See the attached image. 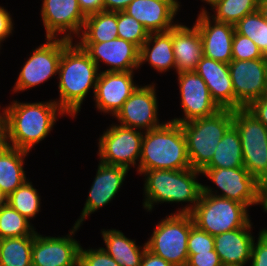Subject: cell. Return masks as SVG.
Segmentation results:
<instances>
[{
  "label": "cell",
  "mask_w": 267,
  "mask_h": 266,
  "mask_svg": "<svg viewBox=\"0 0 267 266\" xmlns=\"http://www.w3.org/2000/svg\"><path fill=\"white\" fill-rule=\"evenodd\" d=\"M57 112L61 116L65 114L55 100L43 103L13 101L1 114L2 139L9 146L30 152L52 130Z\"/></svg>",
  "instance_id": "6da1fadb"
},
{
  "label": "cell",
  "mask_w": 267,
  "mask_h": 266,
  "mask_svg": "<svg viewBox=\"0 0 267 266\" xmlns=\"http://www.w3.org/2000/svg\"><path fill=\"white\" fill-rule=\"evenodd\" d=\"M98 71L95 62L77 42L71 41L63 49L58 66L60 99L56 103L66 115L75 118L90 88L95 93Z\"/></svg>",
  "instance_id": "7a4b0ae2"
},
{
  "label": "cell",
  "mask_w": 267,
  "mask_h": 266,
  "mask_svg": "<svg viewBox=\"0 0 267 266\" xmlns=\"http://www.w3.org/2000/svg\"><path fill=\"white\" fill-rule=\"evenodd\" d=\"M140 174L146 176L143 207L147 211L153 209L154 203L190 202L193 205L179 209L177 214H191L203 192V185L196 179L202 173L197 169L148 170Z\"/></svg>",
  "instance_id": "3957f363"
},
{
  "label": "cell",
  "mask_w": 267,
  "mask_h": 266,
  "mask_svg": "<svg viewBox=\"0 0 267 266\" xmlns=\"http://www.w3.org/2000/svg\"><path fill=\"white\" fill-rule=\"evenodd\" d=\"M139 174L148 170H185L191 168L187 142L179 123L168 121L144 132Z\"/></svg>",
  "instance_id": "277c9868"
},
{
  "label": "cell",
  "mask_w": 267,
  "mask_h": 266,
  "mask_svg": "<svg viewBox=\"0 0 267 266\" xmlns=\"http://www.w3.org/2000/svg\"><path fill=\"white\" fill-rule=\"evenodd\" d=\"M232 124L233 110L230 109H220L212 116L180 124L186 138L191 168L201 171L211 161L217 145Z\"/></svg>",
  "instance_id": "5b68a950"
},
{
  "label": "cell",
  "mask_w": 267,
  "mask_h": 266,
  "mask_svg": "<svg viewBox=\"0 0 267 266\" xmlns=\"http://www.w3.org/2000/svg\"><path fill=\"white\" fill-rule=\"evenodd\" d=\"M247 208L235 200L202 192L191 216L199 229L215 236L246 226L251 221Z\"/></svg>",
  "instance_id": "8992f818"
},
{
  "label": "cell",
  "mask_w": 267,
  "mask_h": 266,
  "mask_svg": "<svg viewBox=\"0 0 267 266\" xmlns=\"http://www.w3.org/2000/svg\"><path fill=\"white\" fill-rule=\"evenodd\" d=\"M194 225L191 214H170L156 225L152 236L146 242L147 249L172 266H186L187 241Z\"/></svg>",
  "instance_id": "52a82bcc"
},
{
  "label": "cell",
  "mask_w": 267,
  "mask_h": 266,
  "mask_svg": "<svg viewBox=\"0 0 267 266\" xmlns=\"http://www.w3.org/2000/svg\"><path fill=\"white\" fill-rule=\"evenodd\" d=\"M242 146L244 167L262 185L267 181V127L246 107L233 110Z\"/></svg>",
  "instance_id": "ba28073f"
},
{
  "label": "cell",
  "mask_w": 267,
  "mask_h": 266,
  "mask_svg": "<svg viewBox=\"0 0 267 266\" xmlns=\"http://www.w3.org/2000/svg\"><path fill=\"white\" fill-rule=\"evenodd\" d=\"M201 173L221 189L222 195H216L212 188L205 185L203 193L235 200L247 207L261 204L262 185L245 167L203 168Z\"/></svg>",
  "instance_id": "9c48e42d"
},
{
  "label": "cell",
  "mask_w": 267,
  "mask_h": 266,
  "mask_svg": "<svg viewBox=\"0 0 267 266\" xmlns=\"http://www.w3.org/2000/svg\"><path fill=\"white\" fill-rule=\"evenodd\" d=\"M144 133L122 125H111L99 138L100 162L130 169L141 155ZM139 159V160H138Z\"/></svg>",
  "instance_id": "30bf717a"
},
{
  "label": "cell",
  "mask_w": 267,
  "mask_h": 266,
  "mask_svg": "<svg viewBox=\"0 0 267 266\" xmlns=\"http://www.w3.org/2000/svg\"><path fill=\"white\" fill-rule=\"evenodd\" d=\"M47 42L36 48L23 65L13 92H20L40 85L58 74L63 49L71 42L64 38H46Z\"/></svg>",
  "instance_id": "8fae6325"
},
{
  "label": "cell",
  "mask_w": 267,
  "mask_h": 266,
  "mask_svg": "<svg viewBox=\"0 0 267 266\" xmlns=\"http://www.w3.org/2000/svg\"><path fill=\"white\" fill-rule=\"evenodd\" d=\"M230 77L234 89V110L247 107L267 95V56L252 60H231Z\"/></svg>",
  "instance_id": "7c38bea8"
},
{
  "label": "cell",
  "mask_w": 267,
  "mask_h": 266,
  "mask_svg": "<svg viewBox=\"0 0 267 266\" xmlns=\"http://www.w3.org/2000/svg\"><path fill=\"white\" fill-rule=\"evenodd\" d=\"M155 91V84L138 86L115 115L120 125L143 132L162 126Z\"/></svg>",
  "instance_id": "4fadbf2b"
},
{
  "label": "cell",
  "mask_w": 267,
  "mask_h": 266,
  "mask_svg": "<svg viewBox=\"0 0 267 266\" xmlns=\"http://www.w3.org/2000/svg\"><path fill=\"white\" fill-rule=\"evenodd\" d=\"M80 228L74 224L69 235L42 236L36 232L32 247V264L35 266H79L81 245L73 236Z\"/></svg>",
  "instance_id": "5bb4252c"
},
{
  "label": "cell",
  "mask_w": 267,
  "mask_h": 266,
  "mask_svg": "<svg viewBox=\"0 0 267 266\" xmlns=\"http://www.w3.org/2000/svg\"><path fill=\"white\" fill-rule=\"evenodd\" d=\"M41 17L46 38H57L58 33H64L61 38L73 41L72 35H80L87 16L78 0H43Z\"/></svg>",
  "instance_id": "9a60e30c"
},
{
  "label": "cell",
  "mask_w": 267,
  "mask_h": 266,
  "mask_svg": "<svg viewBox=\"0 0 267 266\" xmlns=\"http://www.w3.org/2000/svg\"><path fill=\"white\" fill-rule=\"evenodd\" d=\"M177 74L184 117L174 118L171 121L182 124L190 120L212 116L220 110L211 98L206 83L195 71Z\"/></svg>",
  "instance_id": "2e32d148"
},
{
  "label": "cell",
  "mask_w": 267,
  "mask_h": 266,
  "mask_svg": "<svg viewBox=\"0 0 267 266\" xmlns=\"http://www.w3.org/2000/svg\"><path fill=\"white\" fill-rule=\"evenodd\" d=\"M84 49L99 68V62H104L109 69L106 72H126L140 67V49L133 43L121 38L101 43H77Z\"/></svg>",
  "instance_id": "e0dca14e"
},
{
  "label": "cell",
  "mask_w": 267,
  "mask_h": 266,
  "mask_svg": "<svg viewBox=\"0 0 267 266\" xmlns=\"http://www.w3.org/2000/svg\"><path fill=\"white\" fill-rule=\"evenodd\" d=\"M133 74V71H100L94 93L97 109L114 117L138 87L134 84Z\"/></svg>",
  "instance_id": "ac0fdd59"
},
{
  "label": "cell",
  "mask_w": 267,
  "mask_h": 266,
  "mask_svg": "<svg viewBox=\"0 0 267 266\" xmlns=\"http://www.w3.org/2000/svg\"><path fill=\"white\" fill-rule=\"evenodd\" d=\"M205 9V7L202 9L194 24L200 31L203 56L229 64L232 60L235 26L214 19L212 21L209 12Z\"/></svg>",
  "instance_id": "d6986e66"
},
{
  "label": "cell",
  "mask_w": 267,
  "mask_h": 266,
  "mask_svg": "<svg viewBox=\"0 0 267 266\" xmlns=\"http://www.w3.org/2000/svg\"><path fill=\"white\" fill-rule=\"evenodd\" d=\"M128 171V169L121 166L99 162L95 179L80 215L81 217L77 219L75 225L81 226L87 216L113 200L116 193L119 192L118 190L121 188Z\"/></svg>",
  "instance_id": "ffe728a7"
},
{
  "label": "cell",
  "mask_w": 267,
  "mask_h": 266,
  "mask_svg": "<svg viewBox=\"0 0 267 266\" xmlns=\"http://www.w3.org/2000/svg\"><path fill=\"white\" fill-rule=\"evenodd\" d=\"M179 7L177 0H133L124 12L140 22L149 33L164 32L177 25L173 18Z\"/></svg>",
  "instance_id": "44dd1931"
},
{
  "label": "cell",
  "mask_w": 267,
  "mask_h": 266,
  "mask_svg": "<svg viewBox=\"0 0 267 266\" xmlns=\"http://www.w3.org/2000/svg\"><path fill=\"white\" fill-rule=\"evenodd\" d=\"M195 72L204 80L220 109L234 110V89L227 63L203 56Z\"/></svg>",
  "instance_id": "7402d4cb"
},
{
  "label": "cell",
  "mask_w": 267,
  "mask_h": 266,
  "mask_svg": "<svg viewBox=\"0 0 267 266\" xmlns=\"http://www.w3.org/2000/svg\"><path fill=\"white\" fill-rule=\"evenodd\" d=\"M251 221L244 227L213 236L214 250L223 266H244L251 258L255 237L251 234Z\"/></svg>",
  "instance_id": "603a6c76"
},
{
  "label": "cell",
  "mask_w": 267,
  "mask_h": 266,
  "mask_svg": "<svg viewBox=\"0 0 267 266\" xmlns=\"http://www.w3.org/2000/svg\"><path fill=\"white\" fill-rule=\"evenodd\" d=\"M172 43L176 72L195 71L203 57V44L198 28L195 25L189 28L177 24L172 28Z\"/></svg>",
  "instance_id": "cb8c5ba5"
},
{
  "label": "cell",
  "mask_w": 267,
  "mask_h": 266,
  "mask_svg": "<svg viewBox=\"0 0 267 266\" xmlns=\"http://www.w3.org/2000/svg\"><path fill=\"white\" fill-rule=\"evenodd\" d=\"M144 62H148L151 67L161 73L170 70V68L176 69L173 53L172 29L149 34L148 39L141 46L139 53L140 66Z\"/></svg>",
  "instance_id": "d4e9b609"
},
{
  "label": "cell",
  "mask_w": 267,
  "mask_h": 266,
  "mask_svg": "<svg viewBox=\"0 0 267 266\" xmlns=\"http://www.w3.org/2000/svg\"><path fill=\"white\" fill-rule=\"evenodd\" d=\"M29 152L5 144L0 149V189L8 196L24 184V159Z\"/></svg>",
  "instance_id": "484cf974"
},
{
  "label": "cell",
  "mask_w": 267,
  "mask_h": 266,
  "mask_svg": "<svg viewBox=\"0 0 267 266\" xmlns=\"http://www.w3.org/2000/svg\"><path fill=\"white\" fill-rule=\"evenodd\" d=\"M106 248H103L120 266H140L147 244L143 248L128 239L120 230H101ZM142 249V250H141Z\"/></svg>",
  "instance_id": "4316f807"
},
{
  "label": "cell",
  "mask_w": 267,
  "mask_h": 266,
  "mask_svg": "<svg viewBox=\"0 0 267 266\" xmlns=\"http://www.w3.org/2000/svg\"><path fill=\"white\" fill-rule=\"evenodd\" d=\"M117 12L101 11L87 15L78 43H101L118 36Z\"/></svg>",
  "instance_id": "83f0119b"
},
{
  "label": "cell",
  "mask_w": 267,
  "mask_h": 266,
  "mask_svg": "<svg viewBox=\"0 0 267 266\" xmlns=\"http://www.w3.org/2000/svg\"><path fill=\"white\" fill-rule=\"evenodd\" d=\"M244 167L240 135L232 124L214 151L211 161L204 168Z\"/></svg>",
  "instance_id": "f1b7e54d"
},
{
  "label": "cell",
  "mask_w": 267,
  "mask_h": 266,
  "mask_svg": "<svg viewBox=\"0 0 267 266\" xmlns=\"http://www.w3.org/2000/svg\"><path fill=\"white\" fill-rule=\"evenodd\" d=\"M34 236L0 239L1 266H29L32 264Z\"/></svg>",
  "instance_id": "f546056e"
},
{
  "label": "cell",
  "mask_w": 267,
  "mask_h": 266,
  "mask_svg": "<svg viewBox=\"0 0 267 266\" xmlns=\"http://www.w3.org/2000/svg\"><path fill=\"white\" fill-rule=\"evenodd\" d=\"M258 0H221L212 6L211 19L235 25L247 14L258 10Z\"/></svg>",
  "instance_id": "4dcf8cb0"
},
{
  "label": "cell",
  "mask_w": 267,
  "mask_h": 266,
  "mask_svg": "<svg viewBox=\"0 0 267 266\" xmlns=\"http://www.w3.org/2000/svg\"><path fill=\"white\" fill-rule=\"evenodd\" d=\"M36 231L30 221L9 204L0 209V239L34 236Z\"/></svg>",
  "instance_id": "1f68e13d"
},
{
  "label": "cell",
  "mask_w": 267,
  "mask_h": 266,
  "mask_svg": "<svg viewBox=\"0 0 267 266\" xmlns=\"http://www.w3.org/2000/svg\"><path fill=\"white\" fill-rule=\"evenodd\" d=\"M40 196L28 180L8 196V204L30 221L40 211Z\"/></svg>",
  "instance_id": "d6a6232c"
},
{
  "label": "cell",
  "mask_w": 267,
  "mask_h": 266,
  "mask_svg": "<svg viewBox=\"0 0 267 266\" xmlns=\"http://www.w3.org/2000/svg\"><path fill=\"white\" fill-rule=\"evenodd\" d=\"M235 31L250 38L264 56H267V22L258 10L247 14L235 25Z\"/></svg>",
  "instance_id": "836d02e7"
},
{
  "label": "cell",
  "mask_w": 267,
  "mask_h": 266,
  "mask_svg": "<svg viewBox=\"0 0 267 266\" xmlns=\"http://www.w3.org/2000/svg\"><path fill=\"white\" fill-rule=\"evenodd\" d=\"M118 38L135 44L139 49L148 39V30L124 11L117 12Z\"/></svg>",
  "instance_id": "e575fe53"
},
{
  "label": "cell",
  "mask_w": 267,
  "mask_h": 266,
  "mask_svg": "<svg viewBox=\"0 0 267 266\" xmlns=\"http://www.w3.org/2000/svg\"><path fill=\"white\" fill-rule=\"evenodd\" d=\"M263 57L258 46L250 38L235 31L232 42V60H252Z\"/></svg>",
  "instance_id": "d590c367"
},
{
  "label": "cell",
  "mask_w": 267,
  "mask_h": 266,
  "mask_svg": "<svg viewBox=\"0 0 267 266\" xmlns=\"http://www.w3.org/2000/svg\"><path fill=\"white\" fill-rule=\"evenodd\" d=\"M188 254H197L214 250V238L206 231L194 225L190 229L187 241Z\"/></svg>",
  "instance_id": "8d00e7d4"
},
{
  "label": "cell",
  "mask_w": 267,
  "mask_h": 266,
  "mask_svg": "<svg viewBox=\"0 0 267 266\" xmlns=\"http://www.w3.org/2000/svg\"><path fill=\"white\" fill-rule=\"evenodd\" d=\"M79 266H120L102 247L79 252Z\"/></svg>",
  "instance_id": "74e56055"
},
{
  "label": "cell",
  "mask_w": 267,
  "mask_h": 266,
  "mask_svg": "<svg viewBox=\"0 0 267 266\" xmlns=\"http://www.w3.org/2000/svg\"><path fill=\"white\" fill-rule=\"evenodd\" d=\"M256 243L253 240L251 249V266H267V229H262L258 234Z\"/></svg>",
  "instance_id": "f35d334b"
},
{
  "label": "cell",
  "mask_w": 267,
  "mask_h": 266,
  "mask_svg": "<svg viewBox=\"0 0 267 266\" xmlns=\"http://www.w3.org/2000/svg\"><path fill=\"white\" fill-rule=\"evenodd\" d=\"M186 266H223L215 250L197 254H188Z\"/></svg>",
  "instance_id": "ab89813d"
},
{
  "label": "cell",
  "mask_w": 267,
  "mask_h": 266,
  "mask_svg": "<svg viewBox=\"0 0 267 266\" xmlns=\"http://www.w3.org/2000/svg\"><path fill=\"white\" fill-rule=\"evenodd\" d=\"M246 108L267 127V95L253 100Z\"/></svg>",
  "instance_id": "60d3db41"
},
{
  "label": "cell",
  "mask_w": 267,
  "mask_h": 266,
  "mask_svg": "<svg viewBox=\"0 0 267 266\" xmlns=\"http://www.w3.org/2000/svg\"><path fill=\"white\" fill-rule=\"evenodd\" d=\"M12 20L10 12L0 6V43L12 34Z\"/></svg>",
  "instance_id": "b9f144b4"
},
{
  "label": "cell",
  "mask_w": 267,
  "mask_h": 266,
  "mask_svg": "<svg viewBox=\"0 0 267 266\" xmlns=\"http://www.w3.org/2000/svg\"><path fill=\"white\" fill-rule=\"evenodd\" d=\"M78 3L86 16L103 11V0H78Z\"/></svg>",
  "instance_id": "7bdbcfd3"
},
{
  "label": "cell",
  "mask_w": 267,
  "mask_h": 266,
  "mask_svg": "<svg viewBox=\"0 0 267 266\" xmlns=\"http://www.w3.org/2000/svg\"><path fill=\"white\" fill-rule=\"evenodd\" d=\"M140 266H172L163 258L153 254L148 249L145 250Z\"/></svg>",
  "instance_id": "ee69618b"
},
{
  "label": "cell",
  "mask_w": 267,
  "mask_h": 266,
  "mask_svg": "<svg viewBox=\"0 0 267 266\" xmlns=\"http://www.w3.org/2000/svg\"><path fill=\"white\" fill-rule=\"evenodd\" d=\"M133 0H103V11L109 12H120L124 11L125 8Z\"/></svg>",
  "instance_id": "f6af8a7d"
},
{
  "label": "cell",
  "mask_w": 267,
  "mask_h": 266,
  "mask_svg": "<svg viewBox=\"0 0 267 266\" xmlns=\"http://www.w3.org/2000/svg\"><path fill=\"white\" fill-rule=\"evenodd\" d=\"M261 204L265 212H267V181L262 184Z\"/></svg>",
  "instance_id": "bcb514c9"
},
{
  "label": "cell",
  "mask_w": 267,
  "mask_h": 266,
  "mask_svg": "<svg viewBox=\"0 0 267 266\" xmlns=\"http://www.w3.org/2000/svg\"><path fill=\"white\" fill-rule=\"evenodd\" d=\"M258 11L262 15L263 19L267 22V0L259 1Z\"/></svg>",
  "instance_id": "7dc6e473"
},
{
  "label": "cell",
  "mask_w": 267,
  "mask_h": 266,
  "mask_svg": "<svg viewBox=\"0 0 267 266\" xmlns=\"http://www.w3.org/2000/svg\"><path fill=\"white\" fill-rule=\"evenodd\" d=\"M8 204V195L0 189V209Z\"/></svg>",
  "instance_id": "c3c4849f"
},
{
  "label": "cell",
  "mask_w": 267,
  "mask_h": 266,
  "mask_svg": "<svg viewBox=\"0 0 267 266\" xmlns=\"http://www.w3.org/2000/svg\"><path fill=\"white\" fill-rule=\"evenodd\" d=\"M202 1H205L207 4H210V6H213L221 0H202Z\"/></svg>",
  "instance_id": "681fc988"
},
{
  "label": "cell",
  "mask_w": 267,
  "mask_h": 266,
  "mask_svg": "<svg viewBox=\"0 0 267 266\" xmlns=\"http://www.w3.org/2000/svg\"><path fill=\"white\" fill-rule=\"evenodd\" d=\"M5 145V141L1 138L0 139V149Z\"/></svg>",
  "instance_id": "f907efd6"
},
{
  "label": "cell",
  "mask_w": 267,
  "mask_h": 266,
  "mask_svg": "<svg viewBox=\"0 0 267 266\" xmlns=\"http://www.w3.org/2000/svg\"><path fill=\"white\" fill-rule=\"evenodd\" d=\"M2 138V129H1V113H0V139Z\"/></svg>",
  "instance_id": "816d5d0a"
}]
</instances>
